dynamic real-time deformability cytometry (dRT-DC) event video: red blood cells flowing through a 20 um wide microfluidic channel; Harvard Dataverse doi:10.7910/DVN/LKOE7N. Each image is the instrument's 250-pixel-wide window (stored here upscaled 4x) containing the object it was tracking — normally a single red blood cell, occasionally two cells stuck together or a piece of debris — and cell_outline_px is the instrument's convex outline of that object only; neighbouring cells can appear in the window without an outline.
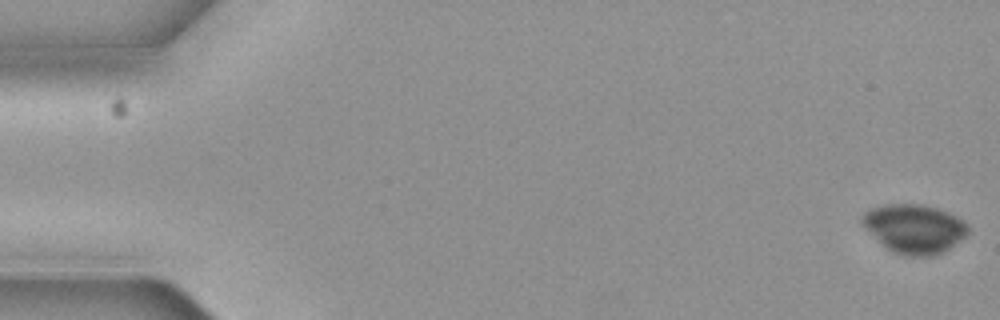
{"species": "common noctule bat (a hibernating species)", "species_latin": "Nyctalus noctula", "temperature_condition": "cold", "stored_images_in_passage": 5, "camera_frame_rate_fps": 3000, "um_per_image_px": 0.085, "animal": {"sex": "female", "body_mass_g": 19.3, "forearm_length_mm": 54.1}, "frame": {"image": 1, "passage_image": 1, "time_ms": 0.0, "image_size_px": [1000, 320], "cell_outline_px": [[968, 232], [964, 236], [948, 248], [940, 252], [928, 256], [912, 256], [896, 252], [888, 248], [864, 228], [860, 220], [864, 212], [868, 208], [884, 204], [924, 204], [948, 212], [964, 220], [968, 224]], "centroid_in_image_um": [77.69, 19.39], "position_along_channel_um": 7.3, "area_um2": 29.82}}